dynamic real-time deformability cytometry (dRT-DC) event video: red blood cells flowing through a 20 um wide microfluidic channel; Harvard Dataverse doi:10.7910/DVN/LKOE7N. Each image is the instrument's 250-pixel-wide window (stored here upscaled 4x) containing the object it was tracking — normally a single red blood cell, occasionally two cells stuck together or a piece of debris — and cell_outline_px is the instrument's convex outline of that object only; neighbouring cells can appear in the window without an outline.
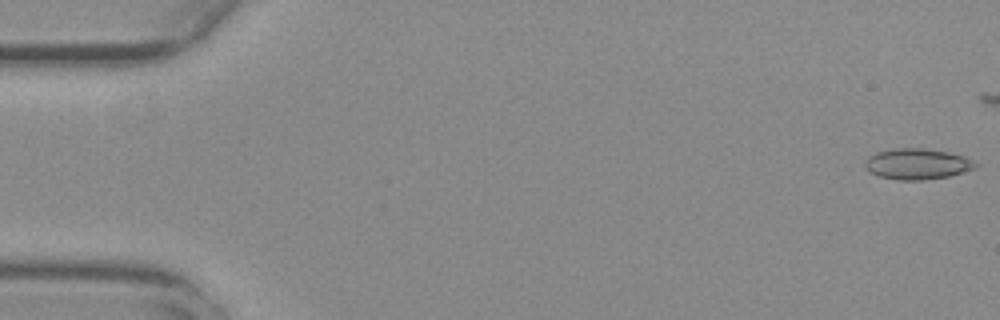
{"species": "common noctule bat (a hibernating species)", "species_latin": "Nyctalus noctula", "temperature_condition": "warm", "stored_images_in_passage": 53, "camera_frame_rate_fps": 3000, "um_per_image_px": 0.085, "animal": {"sex": "female", "body_mass_g": 29.2, "forearm_length_mm": 56.3}, "frame": {"image": 1, "passage_image": 1, "time_ms": 0.0, "image_size_px": [1000, 320], "cell_outline_px": [[980, 164], [964, 172], [948, 176], [920, 180], [896, 180], [880, 176], [872, 172], [864, 164], [864, 160], [868, 156], [876, 152], [892, 148], [924, 148], [948, 152], [964, 156]], "centroid_in_image_um": [77.95, 13.92], "position_along_channel_um": 7.0, "area_um2": 19.77}}
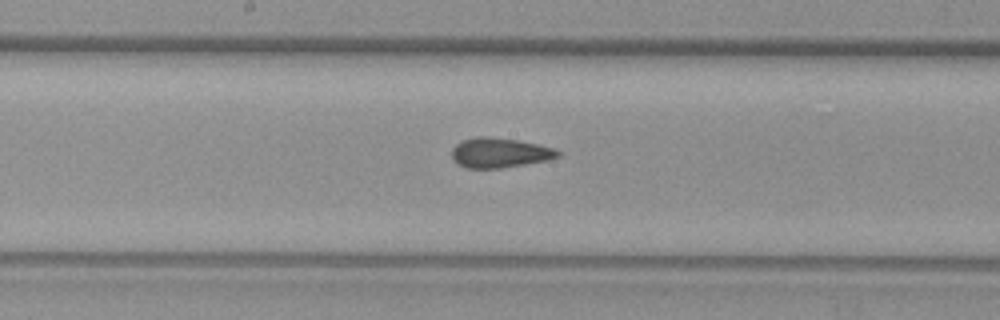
{"frame": {"image": 2, "passage_image": 29, "time_ms": 9.333, "image_size_px": [1000, 320], "cell_outline_px": [[560, 156], [548, 160], [500, 168], [464, 168], [456, 164], [452, 160], [452, 148], [460, 140], [476, 136], [488, 136], [516, 140], [536, 144], [552, 148], [560, 152]], "centroid_in_image_um": [42.39, 12.98], "position_along_channel_um": 205.8, "area_um2": 18.5}}
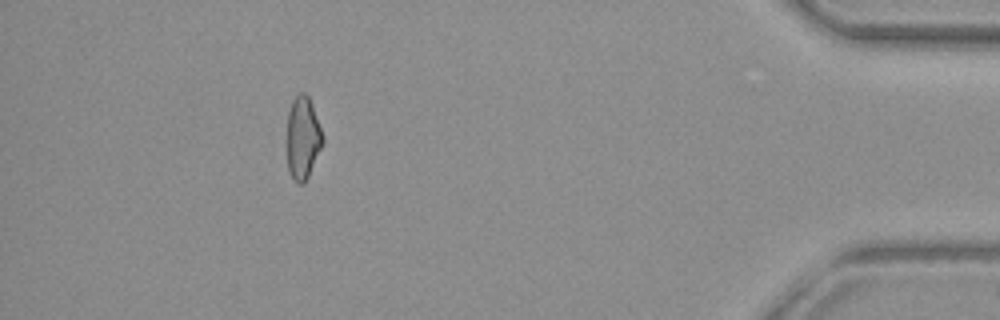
{"frame": {"image": 3, "passage_image": 50, "time_ms": 16.333, "image_size_px": [1000, 320], "cell_outline_px": [[324, 140], [308, 176], [304, 184], [296, 184], [292, 180], [288, 168], [288, 112], [292, 100], [300, 92], [304, 92], [308, 96], [312, 104], [324, 136]], "centroid_in_image_um": [25.74, 11.73], "position_along_channel_um": 409.5, "area_um2": 17.11}}